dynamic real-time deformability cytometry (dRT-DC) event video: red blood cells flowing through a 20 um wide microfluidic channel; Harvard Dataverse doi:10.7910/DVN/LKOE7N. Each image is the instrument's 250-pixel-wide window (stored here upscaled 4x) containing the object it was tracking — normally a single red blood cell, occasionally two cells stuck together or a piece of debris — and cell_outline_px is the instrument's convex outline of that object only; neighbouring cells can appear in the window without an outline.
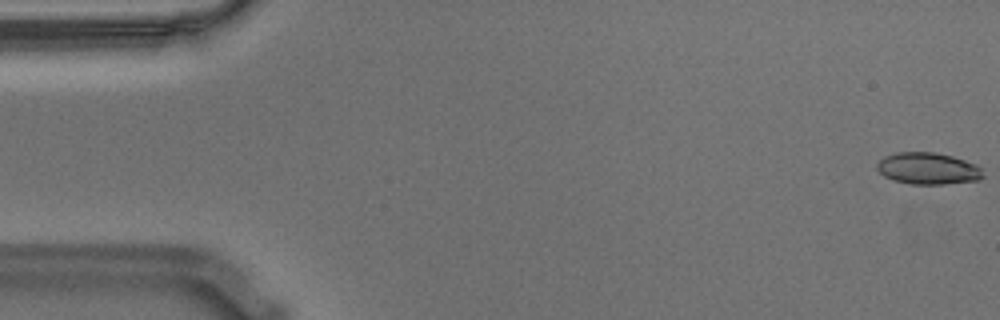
{"species": "Egyptian fruit bat (a non-hibernating species)", "species_latin": "Rousettus aegyptiacus", "temperature_condition": "warm", "stored_images_in_passage": 54, "camera_frame_rate_fps": 3000, "um_per_image_px": 0.085, "animal": {"sex": "male"}, "frame": {"image": 1, "passage_image": 1, "time_ms": 0.0, "image_size_px": [1000, 320], "cell_outline_px": [[984, 176], [980, 180], [944, 184], [912, 184], [892, 180], [884, 176], [876, 168], [876, 164], [884, 156], [896, 152], [936, 152], [952, 156], [976, 164], [980, 168]], "centroid_in_image_um": [78.87, 14.32], "position_along_channel_um": 6.1, "area_um2": 19.71}}
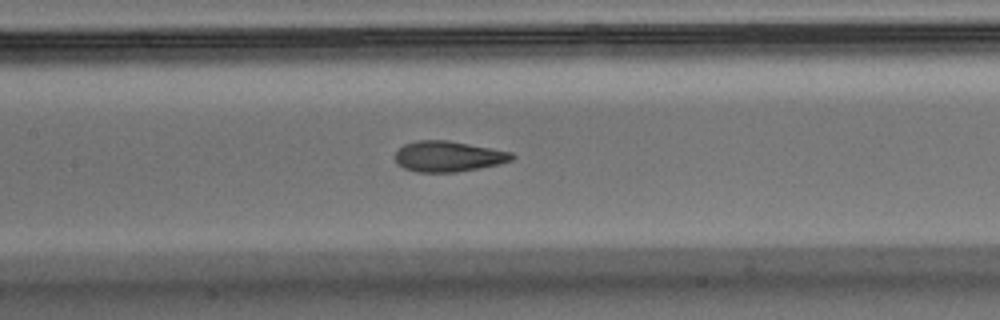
{"frame": {"image": 2, "passage_image": 26, "time_ms": 8.333, "image_size_px": [1000, 320], "cell_outline_px": [[516, 156], [512, 160], [500, 164], [480, 168], [456, 172], [416, 172], [404, 168], [396, 164], [396, 152], [404, 144], [416, 140], [448, 140], [512, 152]], "centroid_in_image_um": [38.11, 13.29], "position_along_channel_um": 169.3, "area_um2": 20.92}}
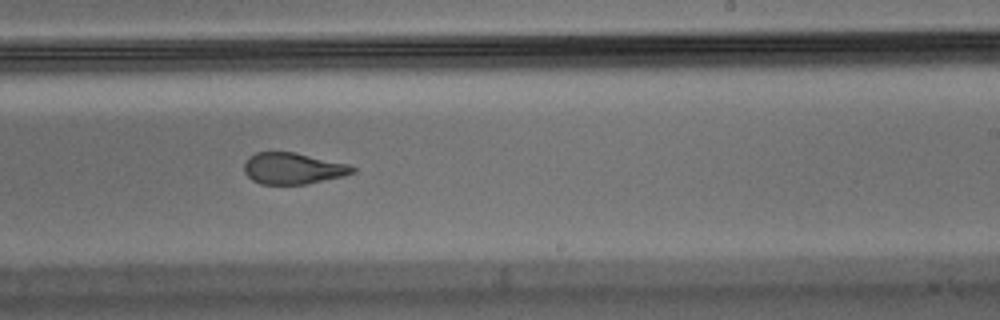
{"frame": {"image": 3, "passage_image": 34, "time_ms": 11.0, "image_size_px": [1000, 320], "cell_outline_px": [[356, 172], [344, 176], [308, 184], [260, 184], [252, 180], [244, 172], [244, 160], [248, 156], [256, 152], [296, 152], [348, 164], [356, 168]], "centroid_in_image_um": [24.89, 14.31], "position_along_channel_um": 264.1, "area_um2": 20.06}}